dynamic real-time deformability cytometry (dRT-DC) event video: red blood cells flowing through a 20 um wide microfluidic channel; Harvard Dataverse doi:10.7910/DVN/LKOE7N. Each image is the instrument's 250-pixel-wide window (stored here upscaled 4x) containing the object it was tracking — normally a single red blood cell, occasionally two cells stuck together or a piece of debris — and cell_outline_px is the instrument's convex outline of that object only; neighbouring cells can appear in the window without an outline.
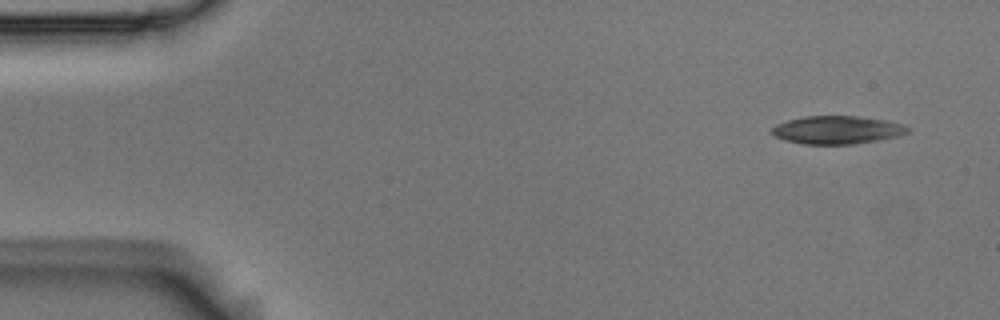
{"species": "Egyptian fruit bat (a non-hibernating species)", "species_latin": "Rousettus aegyptiacus", "temperature_condition": "room temperature", "stored_images_in_passage": 5, "camera_frame_rate_fps": 3000, "um_per_image_px": 0.085, "animal": {"sex": "male"}, "frame": {"image": 1, "passage_image": 1, "time_ms": 0.0, "image_size_px": [1000, 320], "cell_outline_px": [[912, 128], [908, 132], [900, 136], [880, 140], [852, 144], [804, 144], [784, 140], [776, 136], [772, 132], [772, 128], [776, 124], [788, 120], [804, 116], [856, 116], [888, 120], [904, 124]], "centroid_in_image_um": [71.22, 11.04], "position_along_channel_um": 13.8, "area_um2": 22.37}}
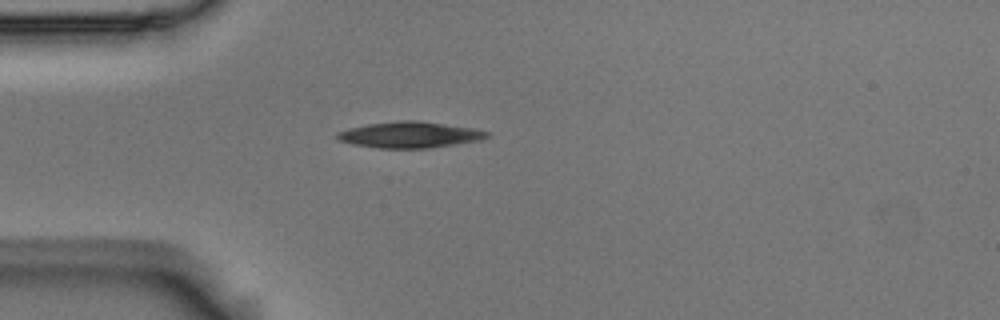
{"frame": {"image": 2, "passage_image": 4, "time_ms": 1.0, "image_size_px": [1000, 320], "cell_outline_px": [[492, 132], [484, 140], [432, 148], [376, 148], [352, 144], [336, 140], [336, 132], [348, 128], [368, 124], [400, 120], [416, 120], [472, 128]], "centroid_in_image_um": [34.83, 11.46], "position_along_channel_um": 50.2, "area_um2": 23.06}}